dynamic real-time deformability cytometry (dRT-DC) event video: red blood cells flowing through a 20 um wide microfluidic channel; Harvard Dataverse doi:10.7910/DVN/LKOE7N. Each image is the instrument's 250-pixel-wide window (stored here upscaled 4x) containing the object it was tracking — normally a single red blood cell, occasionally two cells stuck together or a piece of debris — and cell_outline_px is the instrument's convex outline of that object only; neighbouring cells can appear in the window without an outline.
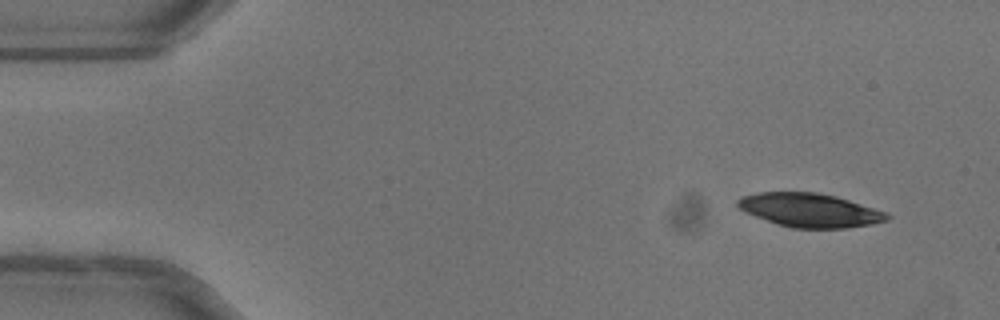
{"species": "common noctule bat (a hibernating species)", "species_latin": "Nyctalus noctula", "temperature_condition": "warm", "stored_images_in_passage": 49, "camera_frame_rate_fps": 3000, "um_per_image_px": 0.085, "animal": {"sex": "female"}, "frame": {"image": 1, "passage_image": 3, "time_ms": 0.667, "image_size_px": [1000, 320], "cell_outline_px": [[892, 216], [888, 220], [872, 224], [844, 228], [792, 228], [776, 224], [744, 212], [736, 204], [736, 200], [740, 196], [760, 192], [816, 192], [836, 196], [884, 212]], "centroid_in_image_um": [68.78, 17.86], "position_along_channel_um": 16.2, "area_um2": 29.3}}
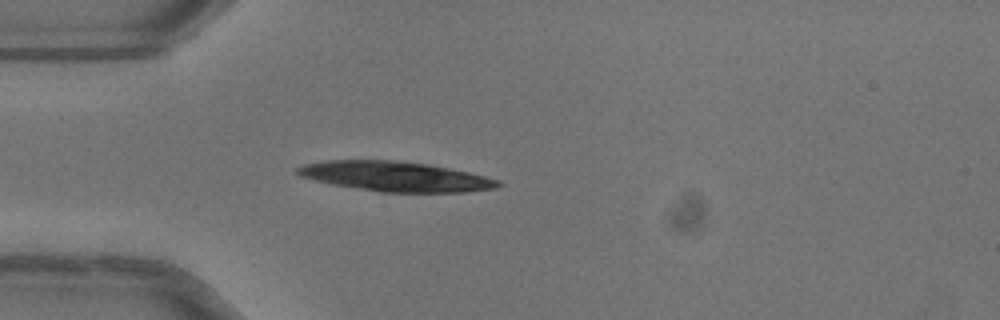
{"frame": {"image": 2, "passage_image": 13, "time_ms": 4.0, "image_size_px": [1000, 320], "cell_outline_px": [[504, 184], [496, 188], [464, 192], [380, 192], [332, 184], [300, 176], [296, 172], [296, 168], [304, 164], [324, 160], [392, 160], [428, 164], [468, 172], [500, 180]], "centroid_in_image_um": [33.61, 15.0], "position_along_channel_um": 51.4, "area_um2": 34.8}}